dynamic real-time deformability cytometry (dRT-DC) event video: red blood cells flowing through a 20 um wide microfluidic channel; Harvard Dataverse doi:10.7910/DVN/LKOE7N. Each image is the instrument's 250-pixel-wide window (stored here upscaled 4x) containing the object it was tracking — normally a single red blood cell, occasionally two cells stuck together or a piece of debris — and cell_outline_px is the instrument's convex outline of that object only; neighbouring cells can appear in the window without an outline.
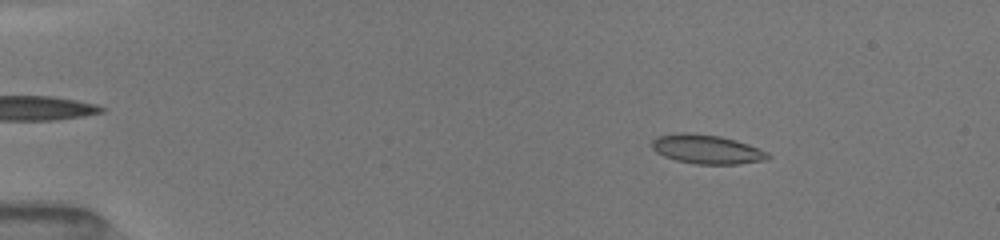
{"species": "common noctule bat (a hibernating species)", "species_latin": "Nyctalus noctula", "temperature_condition": "room temperature", "stored_images_in_passage": 51, "camera_frame_rate_fps": 3000, "um_per_image_px": 0.085, "animal": {"sex": "female", "body_mass_g": 19.5, "forearm_length_mm": 54.1}, "frame": {"image": 1, "passage_image": 8, "time_ms": 2.333, "image_size_px": [1000, 240], "cell_outline_px": [[772, 156], [760, 160], [736, 164], [696, 164], [676, 160], [664, 156], [656, 152], [652, 148], [652, 140], [660, 136], [720, 136], [748, 144], [768, 152]], "centroid_in_image_um": [60.13, 12.75], "position_along_channel_um": 24.9, "area_um2": 18.44}}
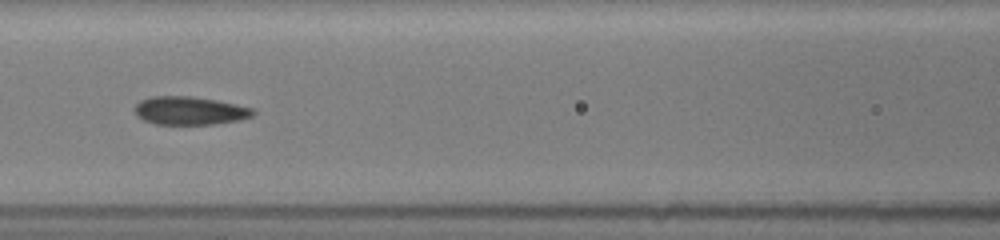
{"frame": {"image": 2, "passage_image": 24, "time_ms": 7.667, "image_size_px": [1000, 240], "cell_outline_px": [[256, 112], [252, 116], [236, 120], [212, 124], [156, 124], [144, 120], [136, 112], [136, 104], [140, 100], [152, 96], [188, 96], [216, 100], [252, 108]], "centroid_in_image_um": [16.12, 9.4], "position_along_channel_um": 150.5, "area_um2": 19.07}}
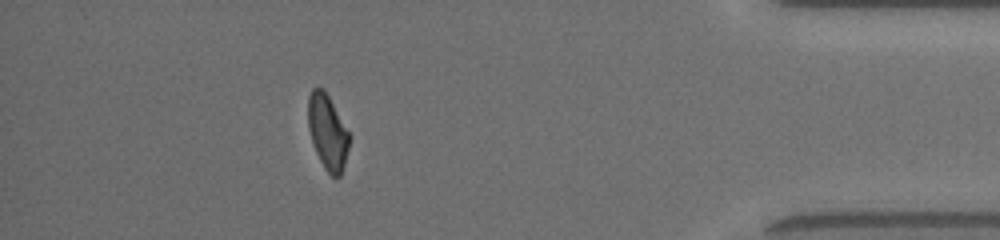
{"frame": {"image": 3, "passage_image": 46, "time_ms": 15.0, "image_size_px": [1000, 240], "cell_outline_px": [[352, 136], [344, 164], [340, 176], [332, 176], [324, 168], [316, 152], [308, 128], [308, 96], [312, 88], [324, 88]], "centroid_in_image_um": [27.86, 11.19], "position_along_channel_um": 407.3, "area_um2": 18.09}, "authors_computed_cell_mechanics": {"area_um2": 18.9006, "velocity_mm_per_s": 4.0686, "shape_relaxation_time_tau1_ms": 2.6703, "shape_relaxation_time_tau2_ms": 1.9707, "deformation_change_tau1": 0.1258, "deformation_change_tau2": 0.0635}}